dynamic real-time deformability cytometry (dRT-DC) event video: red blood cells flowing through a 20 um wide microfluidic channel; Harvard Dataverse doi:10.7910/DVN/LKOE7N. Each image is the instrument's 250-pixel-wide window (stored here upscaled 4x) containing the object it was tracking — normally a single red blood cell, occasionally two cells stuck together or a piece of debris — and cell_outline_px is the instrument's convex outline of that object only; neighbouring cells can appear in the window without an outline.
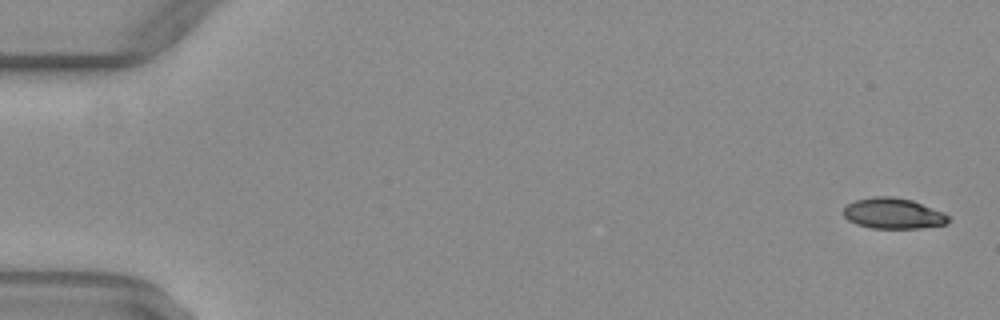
{"species": "common noctule bat (a hibernating species)", "species_latin": "Nyctalus noctula", "temperature_condition": "warm", "stored_images_in_passage": 5, "camera_frame_rate_fps": 3000, "um_per_image_px": 0.085, "animal": {"sex": "female", "body_mass_g": 29.2, "forearm_length_mm": 56.3}, "frame": {"image": 1, "passage_image": 2, "time_ms": 0.333, "image_size_px": [1000, 320], "cell_outline_px": [[948, 224], [920, 228], [872, 228], [856, 224], [848, 220], [844, 216], [844, 208], [848, 204], [856, 200], [872, 196], [892, 196], [912, 200], [944, 212], [948, 216]], "centroid_in_image_um": [75.93, 18.14], "position_along_channel_um": 9.1, "area_um2": 18.79}}